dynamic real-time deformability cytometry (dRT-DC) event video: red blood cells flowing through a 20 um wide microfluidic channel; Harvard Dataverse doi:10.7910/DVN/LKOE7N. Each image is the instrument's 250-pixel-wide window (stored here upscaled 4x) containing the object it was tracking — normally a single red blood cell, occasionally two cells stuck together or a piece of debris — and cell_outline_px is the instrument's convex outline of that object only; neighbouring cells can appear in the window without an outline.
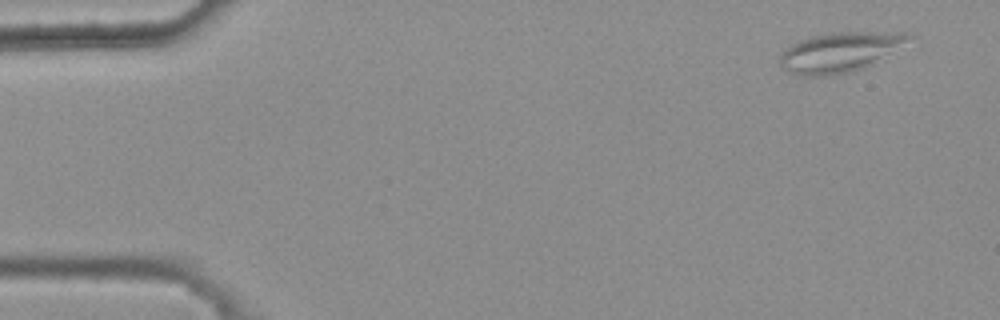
{"species": "common noctule bat (a hibernating species)", "species_latin": "Nyctalus noctula", "temperature_condition": "warm", "stored_images_in_passage": 4, "camera_frame_rate_fps": 3000, "um_per_image_px": 0.085, "animal": {"sex": "female", "body_mass_g": 25.1}, "frame": {"image": 1, "passage_image": 1, "time_ms": 0.0, "image_size_px": [1000, 320], "cell_outline_px": [[920, 40], [864, 68], [852, 72], [832, 76], [804, 76], [788, 72], [780, 64], [780, 56], [796, 40], [812, 36], [832, 32], [908, 32], [916, 36]], "centroid_in_image_um": [71.57, 4.41], "position_along_channel_um": 13.4, "area_um2": 30.98}}